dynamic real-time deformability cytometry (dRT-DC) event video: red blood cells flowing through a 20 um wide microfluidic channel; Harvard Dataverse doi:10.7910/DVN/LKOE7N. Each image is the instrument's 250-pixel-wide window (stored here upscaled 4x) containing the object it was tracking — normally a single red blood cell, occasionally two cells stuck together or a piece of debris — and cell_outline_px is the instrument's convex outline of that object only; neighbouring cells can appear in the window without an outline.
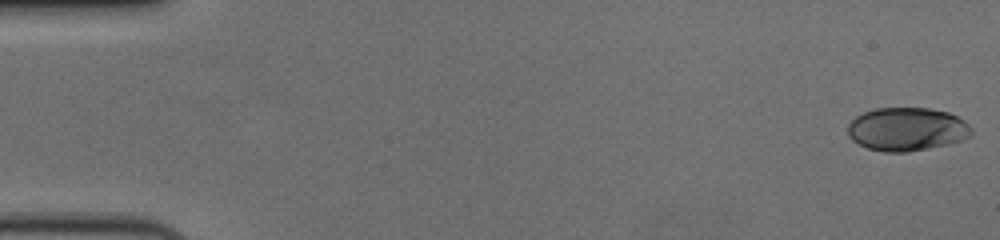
{"species": "human", "species_latin": "Homo sapiens", "temperature_condition": "cold", "stored_images_in_passage": 57, "camera_frame_rate_fps": 3000, "um_per_image_px": 0.085, "donor": {"sex": "female"}, "frame": {"image": 1, "passage_image": 1, "time_ms": 0.0, "image_size_px": [1000, 240], "cell_outline_px": [[972, 136], [964, 140], [948, 144], [908, 152], [884, 152], [868, 148], [852, 140], [848, 136], [848, 124], [856, 116], [864, 112], [876, 108], [928, 108], [948, 112], [964, 120], [972, 128]], "centroid_in_image_um": [77.1, 10.98], "position_along_channel_um": 7.9, "area_um2": 31.39}}
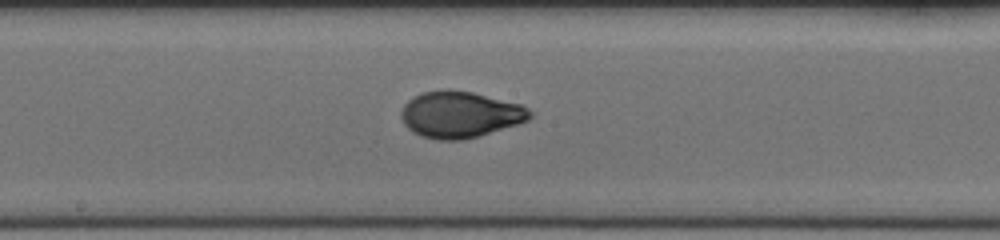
{"frame": {"image": 2, "passage_image": 31, "time_ms": 10.0, "image_size_px": [1000, 240], "cell_outline_px": [[532, 116], [528, 120], [516, 124], [464, 140], [436, 140], [420, 136], [412, 132], [404, 124], [400, 116], [400, 112], [404, 104], [412, 96], [420, 92], [444, 88], [448, 88], [472, 92], [524, 104], [532, 112]], "centroid_in_image_um": [39.07, 9.71], "position_along_channel_um": 209.1, "area_um2": 35.32}}
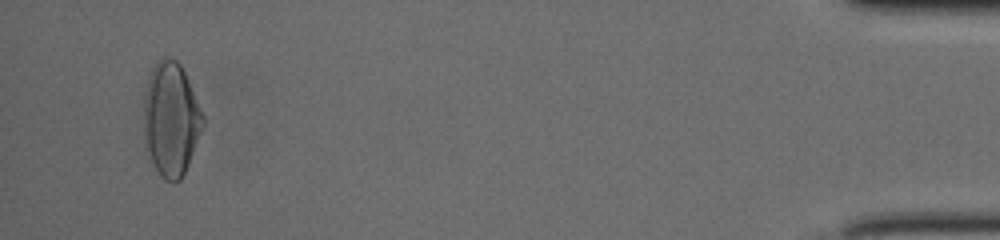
{"frame": {"image": 3, "passage_image": 55, "time_ms": 18.0, "image_size_px": [1000, 240], "cell_outline_px": [[204, 124], [188, 164], [180, 180], [164, 180], [160, 176], [144, 148], [144, 96], [148, 80], [152, 68], [164, 56], [176, 60], [180, 64], [184, 72], [204, 116]], "centroid_in_image_um": [14.51, 10.15], "position_along_channel_um": 420.7, "area_um2": 38.84}, "authors_computed_cell_mechanics": {"area_um2": 33.6396, "velocity_mm_per_s": 3.6426, "shape_relaxation_time_tau1_ms": 3.8574, "shape_relaxation_time_tau2_ms": 0.7937, "deformation_change_tau1": 0.1808, "deformation_change_tau2": 0.0467}}